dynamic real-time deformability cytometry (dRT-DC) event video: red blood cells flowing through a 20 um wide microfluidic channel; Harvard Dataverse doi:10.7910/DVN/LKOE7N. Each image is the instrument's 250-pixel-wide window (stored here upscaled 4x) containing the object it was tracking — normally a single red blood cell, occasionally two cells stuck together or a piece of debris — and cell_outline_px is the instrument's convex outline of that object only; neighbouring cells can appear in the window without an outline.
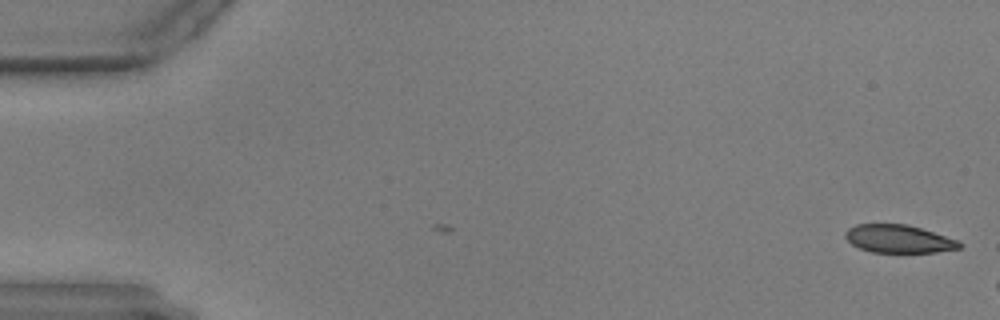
{"species": "common noctule bat (a hibernating species)", "species_latin": "Nyctalus noctula", "temperature_condition": "warm", "stored_images_in_passage": 2, "camera_frame_rate_fps": 3000, "um_per_image_px": 0.085, "animal": {"sex": "male", "body_mass_g": 17.9, "forearm_length_mm": 54.2}, "frame": {"image": 1, "passage_image": 2, "time_ms": 0.333, "image_size_px": [1000, 320], "cell_outline_px": [[964, 244], [960, 248], [936, 252], [872, 252], [860, 248], [852, 244], [844, 236], [844, 232], [848, 228], [856, 224], [908, 224], [960, 240]], "centroid_in_image_um": [76.41, 20.3], "position_along_channel_um": 8.6, "area_um2": 18.73}}